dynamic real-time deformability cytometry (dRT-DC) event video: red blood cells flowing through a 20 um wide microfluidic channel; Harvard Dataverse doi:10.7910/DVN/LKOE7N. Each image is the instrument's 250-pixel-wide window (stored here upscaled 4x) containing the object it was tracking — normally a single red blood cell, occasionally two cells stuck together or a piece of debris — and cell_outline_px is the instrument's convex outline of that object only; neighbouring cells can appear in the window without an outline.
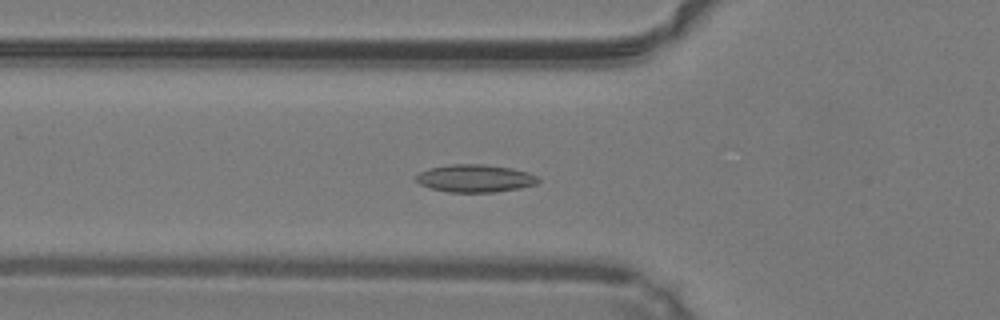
{"species": "common noctule bat (a hibernating species)", "species_latin": "Nyctalus noctula", "temperature_condition": "warm", "stored_images_in_passage": 41, "camera_frame_rate_fps": 3000, "um_per_image_px": 0.085, "animal": {"sex": "male", "body_mass_g": 19.2, "forearm_length_mm": 51.8}, "frame": {"image": 1, "passage_image": 10, "time_ms": 3.0, "image_size_px": [1000, 320], "cell_outline_px": [[540, 180], [536, 184], [520, 188], [496, 192], [448, 192], [432, 188], [420, 184], [416, 180], [416, 176], [420, 172], [432, 168], [452, 164], [484, 164], [512, 168], [528, 172], [536, 176]], "centroid_in_image_um": [40.41, 15.16], "position_along_channel_um": 85.4, "area_um2": 19.54}}
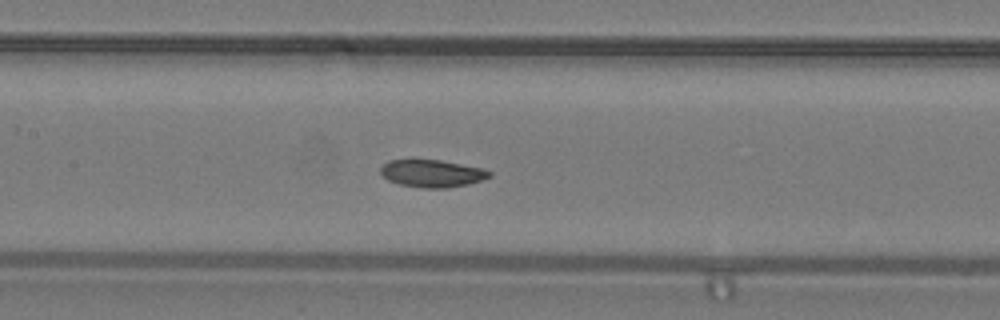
{"frame": {"image": 2, "passage_image": 16, "time_ms": 5.0, "image_size_px": [1000, 320], "cell_outline_px": [[492, 176], [468, 184], [448, 188], [420, 188], [400, 184], [388, 180], [380, 172], [380, 168], [388, 160], [440, 160], [484, 168], [492, 172]], "centroid_in_image_um": [36.75, 14.74], "position_along_channel_um": 170.7, "area_um2": 17.4}}
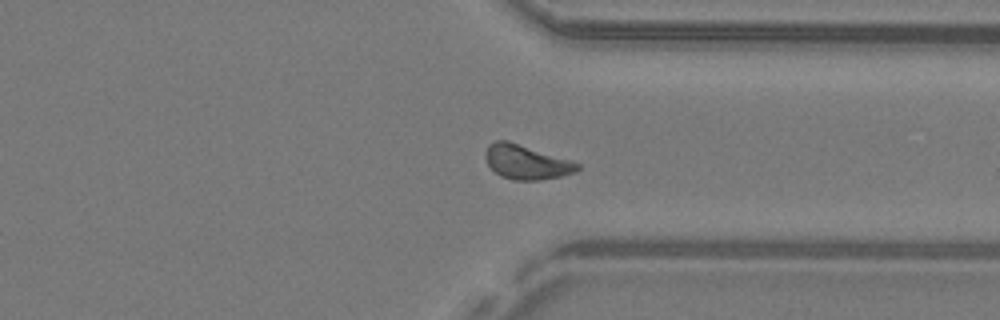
{"frame": {"image": 3, "passage_image": 30, "time_ms": 9.667, "image_size_px": [1000, 320], "cell_outline_px": [[580, 168], [576, 172], [560, 176], [540, 180], [512, 180], [500, 176], [488, 164], [484, 156], [484, 152], [488, 144], [496, 140], [508, 140], [572, 160], [580, 164]], "centroid_in_image_um": [44.73, 13.76], "position_along_channel_um": 366.7, "area_um2": 18.61}, "authors_computed_cell_mechanics": {"area_um2": 17.6868, "velocity_mm_per_s": 4.2134, "shape_relaxation_time_tau1_ms": 4.9544, "shape_relaxation_time_tau2_ms": 2.8215, "deformation_change_tau1": 0.1054, "deformation_change_tau2": 0.0723}}